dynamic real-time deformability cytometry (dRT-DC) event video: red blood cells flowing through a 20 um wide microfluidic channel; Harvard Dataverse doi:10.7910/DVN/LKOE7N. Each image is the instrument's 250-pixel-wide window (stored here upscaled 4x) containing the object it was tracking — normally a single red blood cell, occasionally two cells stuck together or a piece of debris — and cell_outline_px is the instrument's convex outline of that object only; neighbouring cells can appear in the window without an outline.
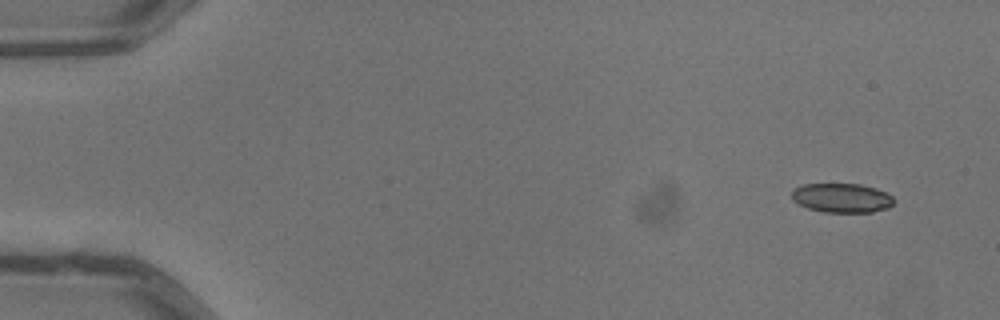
{"species": "common noctule bat (a hibernating species)", "species_latin": "Nyctalus noctula", "temperature_condition": "warm", "stored_images_in_passage": 5, "camera_frame_rate_fps": 3000, "um_per_image_px": 0.085, "animal": {"sex": "male", "body_mass_g": 13.3}, "frame": {"image": 1, "passage_image": 1, "time_ms": 0.0, "image_size_px": [1000, 320], "cell_outline_px": [[892, 204], [888, 208], [872, 212], [824, 212], [808, 208], [792, 200], [792, 192], [796, 188], [804, 184], [860, 184], [876, 188], [892, 196]], "centroid_in_image_um": [71.55, 16.82], "position_along_channel_um": 13.5, "area_um2": 17.22}}
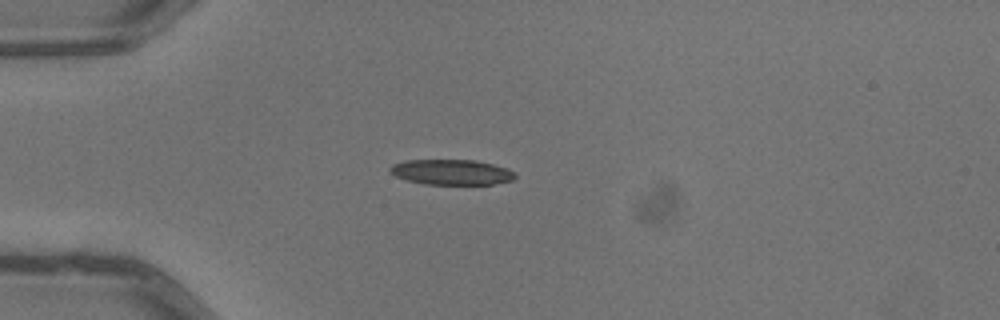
{"frame": {"image": 2, "passage_image": 4, "time_ms": 1.0, "image_size_px": [1000, 320], "cell_outline_px": [[516, 176], [512, 180], [492, 184], [424, 184], [408, 180], [396, 176], [388, 172], [388, 168], [392, 164], [404, 160], [476, 160], [508, 168], [516, 172]], "centroid_in_image_um": [38.36, 14.62], "position_along_channel_um": 46.6, "area_um2": 18.55}}